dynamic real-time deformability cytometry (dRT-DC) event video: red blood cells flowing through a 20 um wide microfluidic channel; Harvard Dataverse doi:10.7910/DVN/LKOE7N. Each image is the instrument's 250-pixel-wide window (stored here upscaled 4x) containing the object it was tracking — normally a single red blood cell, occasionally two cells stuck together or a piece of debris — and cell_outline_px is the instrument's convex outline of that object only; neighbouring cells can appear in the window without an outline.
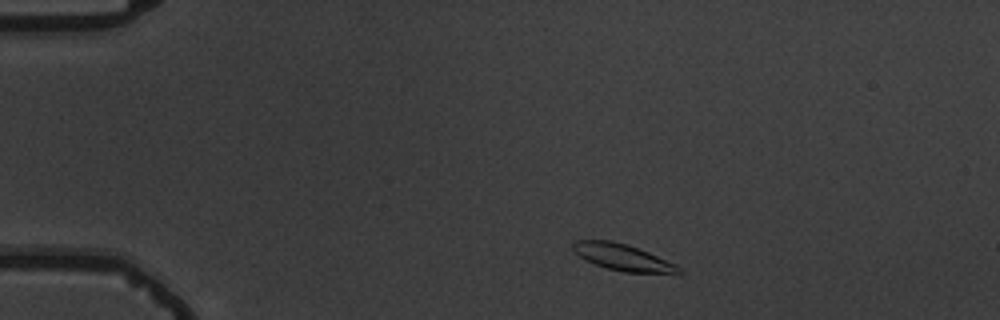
{"species": "common noctule bat (a hibernating species)", "species_latin": "Nyctalus noctula", "temperature_condition": "warm", "stored_images_in_passage": 4, "camera_frame_rate_fps": 3000, "um_per_image_px": 0.085, "animal": {"sex": "male", "body_mass_g": 19.5, "forearm_length_mm": 54.6}, "frame": {"image": 1, "passage_image": 1, "time_ms": 0.0, "image_size_px": [1000, 320], "cell_outline_px": [[684, 272], [624, 272], [608, 268], [584, 260], [572, 252], [572, 240], [612, 240], [648, 252], [676, 264]], "centroid_in_image_um": [52.82, 21.84], "position_along_channel_um": 32.2, "area_um2": 16.07}}
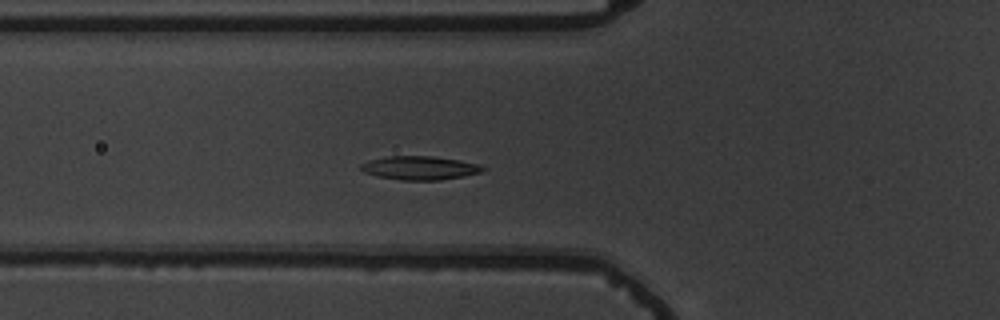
{"frame": {"image": 2, "passage_image": 4, "time_ms": 3.333, "image_size_px": [1000, 320], "cell_outline_px": [[488, 168], [480, 172], [464, 176], [440, 180], [400, 180], [380, 176], [364, 172], [360, 168], [360, 164], [372, 160], [388, 156], [432, 156], [460, 160], [480, 164]], "centroid_in_image_um": [35.74, 14.27], "position_along_channel_um": 90.1, "area_um2": 16.7}}